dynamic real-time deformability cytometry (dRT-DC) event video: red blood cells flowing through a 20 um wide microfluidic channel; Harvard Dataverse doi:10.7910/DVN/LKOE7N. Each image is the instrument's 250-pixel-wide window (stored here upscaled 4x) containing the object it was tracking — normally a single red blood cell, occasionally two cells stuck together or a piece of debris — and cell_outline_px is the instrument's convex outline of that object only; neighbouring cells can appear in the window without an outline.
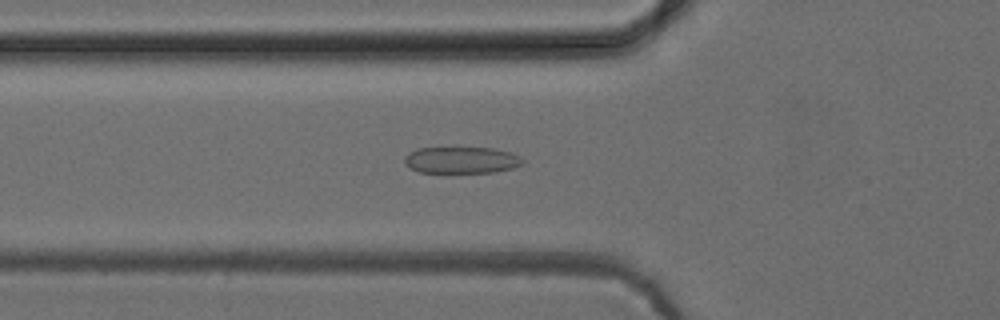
{"species": "common noctule bat (a hibernating species)", "species_latin": "Nyctalus noctula", "temperature_condition": "cold", "stored_images_in_passage": 35, "camera_frame_rate_fps": 3000, "um_per_image_px": 0.085, "animal": {"sex": "female", "body_mass_g": 24.6, "forearm_length_mm": 56.2}, "frame": {"image": 1, "passage_image": 2, "time_ms": 0.333, "image_size_px": [1000, 320], "cell_outline_px": [[524, 164], [512, 168], [496, 172], [420, 172], [408, 168], [404, 164], [404, 156], [420, 148], [492, 148], [512, 152], [520, 156], [524, 160]], "centroid_in_image_um": [39.25, 13.61], "position_along_channel_um": 86.5, "area_um2": 18.32}}
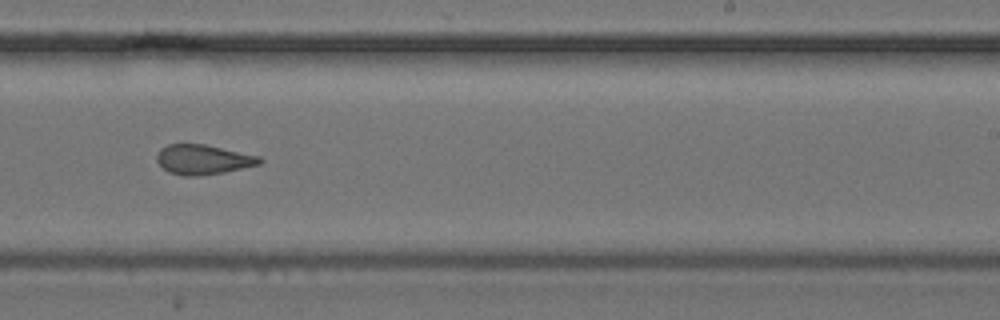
{"frame": {"image": 2, "passage_image": 16, "time_ms": 5.0, "image_size_px": [1000, 320], "cell_outline_px": [[264, 160], [260, 164], [224, 172], [200, 176], [184, 176], [168, 172], [156, 160], [156, 156], [160, 148], [168, 144], [204, 144], [260, 156]], "centroid_in_image_um": [17.26, 13.56], "position_along_channel_um": 271.7, "area_um2": 17.86}}
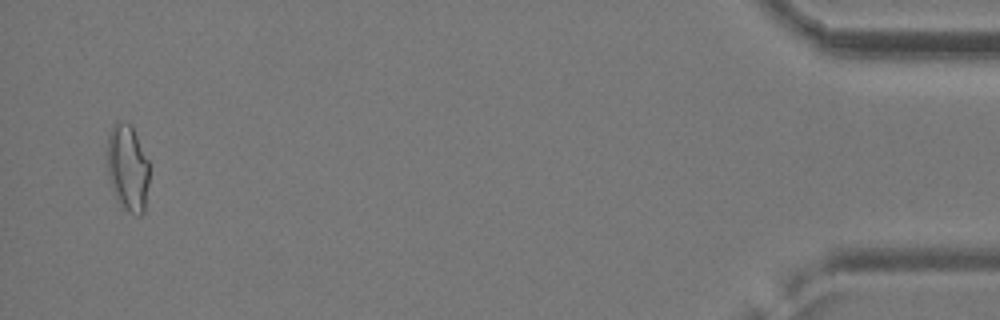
{"frame": {"image": 3, "passage_image": 34, "time_ms": 11.0, "image_size_px": [1000, 320], "cell_outline_px": [[148, 184], [144, 212], [140, 216], [124, 208], [112, 188], [108, 176], [108, 132], [112, 124], [116, 120], [132, 124], [148, 160]], "centroid_in_image_um": [10.85, 14.19], "position_along_channel_um": 424.3, "area_um2": 21.1}, "authors_computed_cell_mechanics": {"area_um2": 18.2648, "velocity_mm_per_s": 3.9625, "shape_relaxation_time_tau1_ms": 4.4519, "shape_relaxation_time_tau2_ms": 1.6099, "deformation_change_tau1": 0.1354, "deformation_change_tau2": 0.1013}}